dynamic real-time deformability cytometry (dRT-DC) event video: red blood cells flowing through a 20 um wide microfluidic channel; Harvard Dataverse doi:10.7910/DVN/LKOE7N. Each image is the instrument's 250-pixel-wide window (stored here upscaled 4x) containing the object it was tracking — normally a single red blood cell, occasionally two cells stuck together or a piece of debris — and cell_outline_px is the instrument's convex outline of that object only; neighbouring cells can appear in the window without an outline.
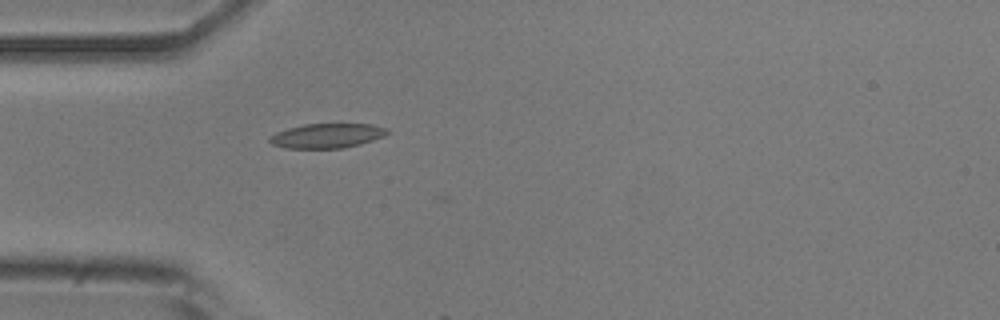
{"species": "common noctule bat (a hibernating species)", "species_latin": "Nyctalus noctula", "temperature_condition": "room temperature", "stored_images_in_passage": 2, "camera_frame_rate_fps": 3000, "um_per_image_px": 0.085, "animal": {"sex": "male", "body_mass_g": 20.5, "forearm_length_mm": 52.5}, "frame": {"image": 1, "passage_image": 1, "time_ms": 0.0, "image_size_px": [1000, 320], "cell_outline_px": [[392, 132], [384, 136], [360, 144], [344, 148], [284, 148], [272, 144], [268, 140], [268, 136], [276, 132], [288, 128], [304, 124], [372, 124], [388, 128]], "centroid_in_image_um": [27.8, 11.53], "position_along_channel_um": 57.2, "area_um2": 16.99}}